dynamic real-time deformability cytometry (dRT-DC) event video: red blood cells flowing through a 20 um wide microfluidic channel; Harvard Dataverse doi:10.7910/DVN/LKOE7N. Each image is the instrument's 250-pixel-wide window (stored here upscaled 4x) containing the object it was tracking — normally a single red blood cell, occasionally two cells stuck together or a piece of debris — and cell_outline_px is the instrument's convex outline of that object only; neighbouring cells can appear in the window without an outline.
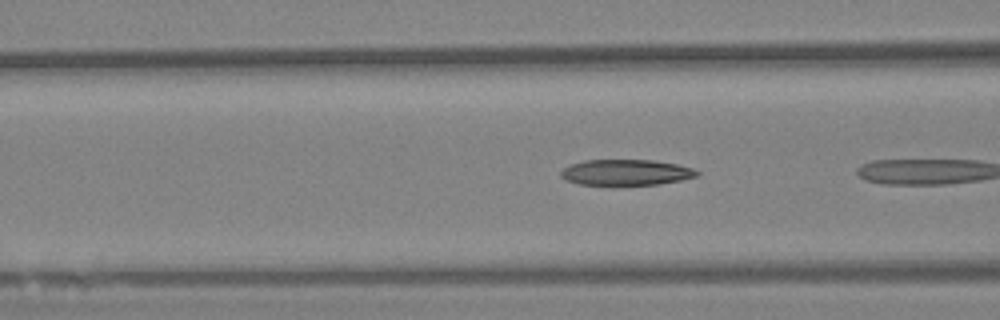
{"species": "Egyptian fruit bat (a non-hibernating species)", "species_latin": "Rousettus aegyptiacus", "temperature_condition": "warm", "stored_images_in_passage": 5, "camera_frame_rate_fps": 3000, "um_per_image_px": 0.085, "animal": {"sex": "female"}, "frame": {"image": 1, "passage_image": 4, "time_ms": 1.0, "image_size_px": [1000, 320], "cell_outline_px": [[700, 172], [696, 176], [680, 180], [660, 184], [612, 188], [580, 184], [568, 180], [560, 176], [560, 172], [564, 168], [572, 164], [584, 160], [652, 160], [676, 164], [692, 168]], "centroid_in_image_um": [53.18, 14.7], "position_along_channel_um": 113.4, "area_um2": 21.21}}